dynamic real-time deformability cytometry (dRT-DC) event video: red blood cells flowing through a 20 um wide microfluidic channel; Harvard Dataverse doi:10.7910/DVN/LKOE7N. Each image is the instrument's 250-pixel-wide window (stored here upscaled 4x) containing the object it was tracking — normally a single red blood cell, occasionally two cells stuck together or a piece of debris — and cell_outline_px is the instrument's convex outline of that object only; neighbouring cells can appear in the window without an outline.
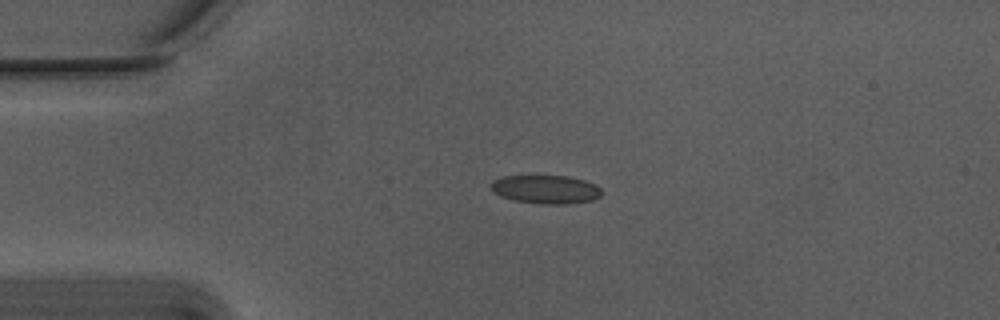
{"species": "Egyptian fruit bat (a non-hibernating species)", "species_latin": "Rousettus aegyptiacus", "temperature_condition": "warm", "stored_images_in_passage": 43, "camera_frame_rate_fps": 3000, "um_per_image_px": 0.085, "animal": {"sex": "male"}, "frame": {"image": 1, "passage_image": 1, "time_ms": 0.0, "image_size_px": [1000, 320], "cell_outline_px": [[600, 196], [592, 200], [568, 204], [544, 204], [516, 200], [500, 196], [492, 188], [492, 180], [504, 176], [568, 176], [584, 180], [596, 184], [600, 188]], "centroid_in_image_um": [46.42, 16.09], "position_along_channel_um": 38.6, "area_um2": 18.15}}
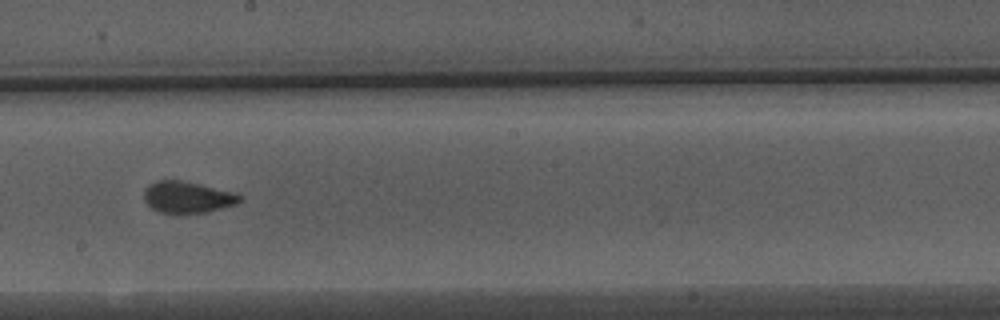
{"frame": {"image": 2, "passage_image": 19, "time_ms": 6.0, "image_size_px": [1000, 320], "cell_outline_px": [[244, 200], [236, 204], [208, 212], [160, 212], [152, 208], [144, 200], [144, 192], [156, 180], [180, 180], [200, 184], [236, 192]], "centroid_in_image_um": [15.99, 16.75], "position_along_channel_um": 232.2, "area_um2": 17.34}}
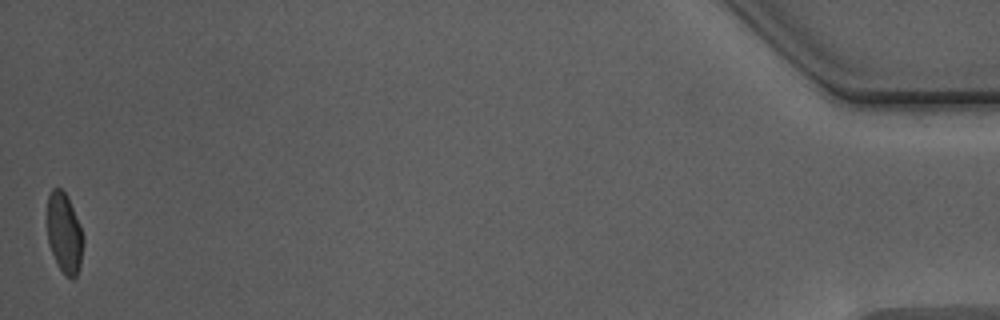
{"frame": {"image": 3, "passage_image": 43, "time_ms": 14.0, "image_size_px": [1000, 320], "cell_outline_px": [[84, 240], [80, 268], [76, 276], [72, 280], [60, 268], [48, 244], [48, 192], [52, 188], [60, 188], [68, 196], [84, 236]], "centroid_in_image_um": [5.48, 19.8], "position_along_channel_um": 429.7, "area_um2": 16.76}, "authors_computed_cell_mechanics": {"area_um2": 17.7446, "velocity_mm_per_s": 3.7368, "shape_relaxation_time_tau1_ms": 3.4811, "shape_relaxation_time_tau2_ms": 0.6363, "deformation_change_tau1": 0.1481, "deformation_change_tau2": 0.0735}}